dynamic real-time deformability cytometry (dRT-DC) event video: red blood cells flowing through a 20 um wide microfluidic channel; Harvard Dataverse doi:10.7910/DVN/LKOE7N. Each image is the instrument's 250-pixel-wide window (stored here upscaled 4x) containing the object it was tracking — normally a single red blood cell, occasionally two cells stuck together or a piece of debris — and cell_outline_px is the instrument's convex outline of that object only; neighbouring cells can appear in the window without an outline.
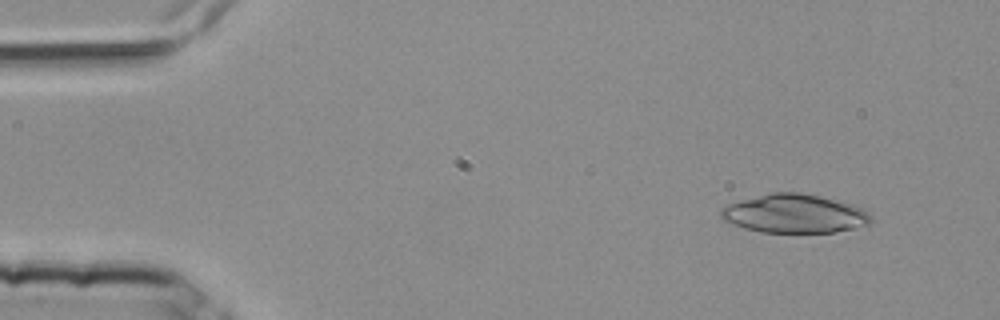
{"species": "common noctule bat (a hibernating species)", "species_latin": "Nyctalus noctula", "temperature_condition": "room temperature", "stored_images_in_passage": 3, "camera_frame_rate_fps": 3000, "um_per_image_px": 0.085, "animal": {"sex": "female", "body_mass_g": 25.1}, "frame": {"image": 1, "passage_image": 1, "time_ms": 0.0, "image_size_px": [1000, 320], "cell_outline_px": [[872, 224], [832, 232], [760, 232], [744, 228], [724, 220], [720, 216], [720, 208], [728, 204], [740, 200], [772, 192], [796, 192], [816, 196], [852, 204], [868, 212], [872, 216]], "centroid_in_image_um": [67.51, 18.17], "position_along_channel_um": 17.5, "area_um2": 33.52}}